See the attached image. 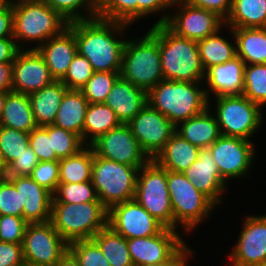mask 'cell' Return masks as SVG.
<instances>
[{"label":"cell","instance_id":"8","mask_svg":"<svg viewBox=\"0 0 266 266\" xmlns=\"http://www.w3.org/2000/svg\"><path fill=\"white\" fill-rule=\"evenodd\" d=\"M108 210L101 202L52 203L51 222L69 244L92 239L107 226Z\"/></svg>","mask_w":266,"mask_h":266},{"label":"cell","instance_id":"16","mask_svg":"<svg viewBox=\"0 0 266 266\" xmlns=\"http://www.w3.org/2000/svg\"><path fill=\"white\" fill-rule=\"evenodd\" d=\"M228 266H254L266 261V214L245 215Z\"/></svg>","mask_w":266,"mask_h":266},{"label":"cell","instance_id":"40","mask_svg":"<svg viewBox=\"0 0 266 266\" xmlns=\"http://www.w3.org/2000/svg\"><path fill=\"white\" fill-rule=\"evenodd\" d=\"M48 135L51 137L52 150L59 159L73 156L86 146L79 135L53 124L48 125Z\"/></svg>","mask_w":266,"mask_h":266},{"label":"cell","instance_id":"38","mask_svg":"<svg viewBox=\"0 0 266 266\" xmlns=\"http://www.w3.org/2000/svg\"><path fill=\"white\" fill-rule=\"evenodd\" d=\"M242 94L262 109L266 108V63L245 65Z\"/></svg>","mask_w":266,"mask_h":266},{"label":"cell","instance_id":"27","mask_svg":"<svg viewBox=\"0 0 266 266\" xmlns=\"http://www.w3.org/2000/svg\"><path fill=\"white\" fill-rule=\"evenodd\" d=\"M199 151L175 132L153 160L168 171L183 173L198 159Z\"/></svg>","mask_w":266,"mask_h":266},{"label":"cell","instance_id":"5","mask_svg":"<svg viewBox=\"0 0 266 266\" xmlns=\"http://www.w3.org/2000/svg\"><path fill=\"white\" fill-rule=\"evenodd\" d=\"M158 44L164 80L203 82L205 70L196 41L177 36L165 24H158Z\"/></svg>","mask_w":266,"mask_h":266},{"label":"cell","instance_id":"6","mask_svg":"<svg viewBox=\"0 0 266 266\" xmlns=\"http://www.w3.org/2000/svg\"><path fill=\"white\" fill-rule=\"evenodd\" d=\"M167 185L174 217V230L191 236L202 222L213 218L216 206L183 173L167 170ZM206 219V220H205ZM179 228V229H178Z\"/></svg>","mask_w":266,"mask_h":266},{"label":"cell","instance_id":"7","mask_svg":"<svg viewBox=\"0 0 266 266\" xmlns=\"http://www.w3.org/2000/svg\"><path fill=\"white\" fill-rule=\"evenodd\" d=\"M209 109L217 118L222 136L255 142L253 137L264 125V110L243 94L213 97L209 99Z\"/></svg>","mask_w":266,"mask_h":266},{"label":"cell","instance_id":"56","mask_svg":"<svg viewBox=\"0 0 266 266\" xmlns=\"http://www.w3.org/2000/svg\"><path fill=\"white\" fill-rule=\"evenodd\" d=\"M0 91H12V63H0Z\"/></svg>","mask_w":266,"mask_h":266},{"label":"cell","instance_id":"44","mask_svg":"<svg viewBox=\"0 0 266 266\" xmlns=\"http://www.w3.org/2000/svg\"><path fill=\"white\" fill-rule=\"evenodd\" d=\"M94 70L86 57L77 53L61 80L68 90H80L92 77Z\"/></svg>","mask_w":266,"mask_h":266},{"label":"cell","instance_id":"45","mask_svg":"<svg viewBox=\"0 0 266 266\" xmlns=\"http://www.w3.org/2000/svg\"><path fill=\"white\" fill-rule=\"evenodd\" d=\"M21 196L16 187L5 177L0 178V215L23 217Z\"/></svg>","mask_w":266,"mask_h":266},{"label":"cell","instance_id":"32","mask_svg":"<svg viewBox=\"0 0 266 266\" xmlns=\"http://www.w3.org/2000/svg\"><path fill=\"white\" fill-rule=\"evenodd\" d=\"M115 112L104 103H89L83 126V143L89 146L99 136L119 126Z\"/></svg>","mask_w":266,"mask_h":266},{"label":"cell","instance_id":"26","mask_svg":"<svg viewBox=\"0 0 266 266\" xmlns=\"http://www.w3.org/2000/svg\"><path fill=\"white\" fill-rule=\"evenodd\" d=\"M225 30H228L225 33L229 32V37L231 36L232 40L226 35H222ZM197 43L201 64L205 71L212 66L223 64L237 57L236 39L232 28L227 25Z\"/></svg>","mask_w":266,"mask_h":266},{"label":"cell","instance_id":"28","mask_svg":"<svg viewBox=\"0 0 266 266\" xmlns=\"http://www.w3.org/2000/svg\"><path fill=\"white\" fill-rule=\"evenodd\" d=\"M67 90L68 88L61 81H54L28 95L34 119L38 127L53 124L63 95Z\"/></svg>","mask_w":266,"mask_h":266},{"label":"cell","instance_id":"39","mask_svg":"<svg viewBox=\"0 0 266 266\" xmlns=\"http://www.w3.org/2000/svg\"><path fill=\"white\" fill-rule=\"evenodd\" d=\"M86 202H100L92 181L59 183L53 193L52 203L80 204Z\"/></svg>","mask_w":266,"mask_h":266},{"label":"cell","instance_id":"46","mask_svg":"<svg viewBox=\"0 0 266 266\" xmlns=\"http://www.w3.org/2000/svg\"><path fill=\"white\" fill-rule=\"evenodd\" d=\"M30 177L53 194L59 184V160L40 161Z\"/></svg>","mask_w":266,"mask_h":266},{"label":"cell","instance_id":"12","mask_svg":"<svg viewBox=\"0 0 266 266\" xmlns=\"http://www.w3.org/2000/svg\"><path fill=\"white\" fill-rule=\"evenodd\" d=\"M22 250L25 265L55 266L68 251V243L51 221L30 223L25 230Z\"/></svg>","mask_w":266,"mask_h":266},{"label":"cell","instance_id":"47","mask_svg":"<svg viewBox=\"0 0 266 266\" xmlns=\"http://www.w3.org/2000/svg\"><path fill=\"white\" fill-rule=\"evenodd\" d=\"M27 225L23 217L0 215V242L22 244Z\"/></svg>","mask_w":266,"mask_h":266},{"label":"cell","instance_id":"34","mask_svg":"<svg viewBox=\"0 0 266 266\" xmlns=\"http://www.w3.org/2000/svg\"><path fill=\"white\" fill-rule=\"evenodd\" d=\"M93 150L85 146L77 154L59 160V183L91 181Z\"/></svg>","mask_w":266,"mask_h":266},{"label":"cell","instance_id":"18","mask_svg":"<svg viewBox=\"0 0 266 266\" xmlns=\"http://www.w3.org/2000/svg\"><path fill=\"white\" fill-rule=\"evenodd\" d=\"M107 225L126 239L157 235L164 228L135 199L110 208Z\"/></svg>","mask_w":266,"mask_h":266},{"label":"cell","instance_id":"4","mask_svg":"<svg viewBox=\"0 0 266 266\" xmlns=\"http://www.w3.org/2000/svg\"><path fill=\"white\" fill-rule=\"evenodd\" d=\"M147 103L175 126L209 107L203 82L162 80L147 93Z\"/></svg>","mask_w":266,"mask_h":266},{"label":"cell","instance_id":"60","mask_svg":"<svg viewBox=\"0 0 266 266\" xmlns=\"http://www.w3.org/2000/svg\"><path fill=\"white\" fill-rule=\"evenodd\" d=\"M11 0H0V9L3 8L6 4H8Z\"/></svg>","mask_w":266,"mask_h":266},{"label":"cell","instance_id":"21","mask_svg":"<svg viewBox=\"0 0 266 266\" xmlns=\"http://www.w3.org/2000/svg\"><path fill=\"white\" fill-rule=\"evenodd\" d=\"M7 178L19 191L23 218L30 223L51 221L53 194L40 186L30 176H15Z\"/></svg>","mask_w":266,"mask_h":266},{"label":"cell","instance_id":"15","mask_svg":"<svg viewBox=\"0 0 266 266\" xmlns=\"http://www.w3.org/2000/svg\"><path fill=\"white\" fill-rule=\"evenodd\" d=\"M94 154L140 169L151 159L142 150L128 124L121 123L89 145Z\"/></svg>","mask_w":266,"mask_h":266},{"label":"cell","instance_id":"50","mask_svg":"<svg viewBox=\"0 0 266 266\" xmlns=\"http://www.w3.org/2000/svg\"><path fill=\"white\" fill-rule=\"evenodd\" d=\"M39 162L36 153L29 145L20 156L7 166L4 177L30 176Z\"/></svg>","mask_w":266,"mask_h":266},{"label":"cell","instance_id":"14","mask_svg":"<svg viewBox=\"0 0 266 266\" xmlns=\"http://www.w3.org/2000/svg\"><path fill=\"white\" fill-rule=\"evenodd\" d=\"M182 231L163 228L157 235L127 239L134 266H155L170 260L186 243Z\"/></svg>","mask_w":266,"mask_h":266},{"label":"cell","instance_id":"11","mask_svg":"<svg viewBox=\"0 0 266 266\" xmlns=\"http://www.w3.org/2000/svg\"><path fill=\"white\" fill-rule=\"evenodd\" d=\"M255 145L254 141L221 135L209 147L221 177L228 184L233 179L238 182L251 177L249 172L257 159Z\"/></svg>","mask_w":266,"mask_h":266},{"label":"cell","instance_id":"49","mask_svg":"<svg viewBox=\"0 0 266 266\" xmlns=\"http://www.w3.org/2000/svg\"><path fill=\"white\" fill-rule=\"evenodd\" d=\"M29 145L36 153L39 161L60 160L52 150L51 137L48 135V125L37 127L29 133Z\"/></svg>","mask_w":266,"mask_h":266},{"label":"cell","instance_id":"2","mask_svg":"<svg viewBox=\"0 0 266 266\" xmlns=\"http://www.w3.org/2000/svg\"><path fill=\"white\" fill-rule=\"evenodd\" d=\"M12 5L13 38L19 49H36L68 27L69 23L44 0H12Z\"/></svg>","mask_w":266,"mask_h":266},{"label":"cell","instance_id":"22","mask_svg":"<svg viewBox=\"0 0 266 266\" xmlns=\"http://www.w3.org/2000/svg\"><path fill=\"white\" fill-rule=\"evenodd\" d=\"M245 63L233 60L208 68L204 75V88L209 99L223 95H241L244 89Z\"/></svg>","mask_w":266,"mask_h":266},{"label":"cell","instance_id":"17","mask_svg":"<svg viewBox=\"0 0 266 266\" xmlns=\"http://www.w3.org/2000/svg\"><path fill=\"white\" fill-rule=\"evenodd\" d=\"M128 125L142 150L151 160L163 149L176 130V126L166 116L148 103Z\"/></svg>","mask_w":266,"mask_h":266},{"label":"cell","instance_id":"62","mask_svg":"<svg viewBox=\"0 0 266 266\" xmlns=\"http://www.w3.org/2000/svg\"><path fill=\"white\" fill-rule=\"evenodd\" d=\"M26 266H49V265H26Z\"/></svg>","mask_w":266,"mask_h":266},{"label":"cell","instance_id":"57","mask_svg":"<svg viewBox=\"0 0 266 266\" xmlns=\"http://www.w3.org/2000/svg\"><path fill=\"white\" fill-rule=\"evenodd\" d=\"M56 266H80L79 261L75 256L68 250L61 258Z\"/></svg>","mask_w":266,"mask_h":266},{"label":"cell","instance_id":"51","mask_svg":"<svg viewBox=\"0 0 266 266\" xmlns=\"http://www.w3.org/2000/svg\"><path fill=\"white\" fill-rule=\"evenodd\" d=\"M0 266H25L22 244L0 242Z\"/></svg>","mask_w":266,"mask_h":266},{"label":"cell","instance_id":"25","mask_svg":"<svg viewBox=\"0 0 266 266\" xmlns=\"http://www.w3.org/2000/svg\"><path fill=\"white\" fill-rule=\"evenodd\" d=\"M175 132L199 149L210 147L221 136L217 118L209 107L179 123Z\"/></svg>","mask_w":266,"mask_h":266},{"label":"cell","instance_id":"19","mask_svg":"<svg viewBox=\"0 0 266 266\" xmlns=\"http://www.w3.org/2000/svg\"><path fill=\"white\" fill-rule=\"evenodd\" d=\"M36 49H20L12 63V91L31 94L54 82Z\"/></svg>","mask_w":266,"mask_h":266},{"label":"cell","instance_id":"1","mask_svg":"<svg viewBox=\"0 0 266 266\" xmlns=\"http://www.w3.org/2000/svg\"><path fill=\"white\" fill-rule=\"evenodd\" d=\"M68 27L74 32L78 53L87 58L94 72H121L130 25L94 18L70 22Z\"/></svg>","mask_w":266,"mask_h":266},{"label":"cell","instance_id":"48","mask_svg":"<svg viewBox=\"0 0 266 266\" xmlns=\"http://www.w3.org/2000/svg\"><path fill=\"white\" fill-rule=\"evenodd\" d=\"M172 3L173 0H137V22L142 19L147 20L148 18L146 17L154 15L155 17H159L157 18V21H154V23L151 24L152 26L165 24L170 13L169 10H171L172 7Z\"/></svg>","mask_w":266,"mask_h":266},{"label":"cell","instance_id":"53","mask_svg":"<svg viewBox=\"0 0 266 266\" xmlns=\"http://www.w3.org/2000/svg\"><path fill=\"white\" fill-rule=\"evenodd\" d=\"M14 13L12 0L0 9V39L13 38Z\"/></svg>","mask_w":266,"mask_h":266},{"label":"cell","instance_id":"54","mask_svg":"<svg viewBox=\"0 0 266 266\" xmlns=\"http://www.w3.org/2000/svg\"><path fill=\"white\" fill-rule=\"evenodd\" d=\"M190 243H186L170 260L163 264L155 266H188L190 259L193 260L194 254L196 251H193V248ZM189 261V262H188Z\"/></svg>","mask_w":266,"mask_h":266},{"label":"cell","instance_id":"58","mask_svg":"<svg viewBox=\"0 0 266 266\" xmlns=\"http://www.w3.org/2000/svg\"><path fill=\"white\" fill-rule=\"evenodd\" d=\"M6 169H7V166L5 165V162H4V159L2 157L1 150H0V176L1 177H4V175L6 173Z\"/></svg>","mask_w":266,"mask_h":266},{"label":"cell","instance_id":"13","mask_svg":"<svg viewBox=\"0 0 266 266\" xmlns=\"http://www.w3.org/2000/svg\"><path fill=\"white\" fill-rule=\"evenodd\" d=\"M171 9L173 12L171 10L165 25L177 36L196 42L216 33L225 25V21L216 13L190 5L184 0H173Z\"/></svg>","mask_w":266,"mask_h":266},{"label":"cell","instance_id":"41","mask_svg":"<svg viewBox=\"0 0 266 266\" xmlns=\"http://www.w3.org/2000/svg\"><path fill=\"white\" fill-rule=\"evenodd\" d=\"M119 77V72H94L80 91L89 103H104Z\"/></svg>","mask_w":266,"mask_h":266},{"label":"cell","instance_id":"61","mask_svg":"<svg viewBox=\"0 0 266 266\" xmlns=\"http://www.w3.org/2000/svg\"><path fill=\"white\" fill-rule=\"evenodd\" d=\"M254 266H266V261L260 263V264H257V265H254Z\"/></svg>","mask_w":266,"mask_h":266},{"label":"cell","instance_id":"59","mask_svg":"<svg viewBox=\"0 0 266 266\" xmlns=\"http://www.w3.org/2000/svg\"><path fill=\"white\" fill-rule=\"evenodd\" d=\"M7 93L0 91V117L3 111V107H4V101L6 98Z\"/></svg>","mask_w":266,"mask_h":266},{"label":"cell","instance_id":"42","mask_svg":"<svg viewBox=\"0 0 266 266\" xmlns=\"http://www.w3.org/2000/svg\"><path fill=\"white\" fill-rule=\"evenodd\" d=\"M29 146V133L0 125V150L8 166Z\"/></svg>","mask_w":266,"mask_h":266},{"label":"cell","instance_id":"43","mask_svg":"<svg viewBox=\"0 0 266 266\" xmlns=\"http://www.w3.org/2000/svg\"><path fill=\"white\" fill-rule=\"evenodd\" d=\"M68 250L79 261L80 266H110L99 245L93 239L69 243Z\"/></svg>","mask_w":266,"mask_h":266},{"label":"cell","instance_id":"29","mask_svg":"<svg viewBox=\"0 0 266 266\" xmlns=\"http://www.w3.org/2000/svg\"><path fill=\"white\" fill-rule=\"evenodd\" d=\"M0 125L28 133L38 127L27 94L7 92Z\"/></svg>","mask_w":266,"mask_h":266},{"label":"cell","instance_id":"30","mask_svg":"<svg viewBox=\"0 0 266 266\" xmlns=\"http://www.w3.org/2000/svg\"><path fill=\"white\" fill-rule=\"evenodd\" d=\"M88 104L80 90H67L53 125L76 133L83 142V126Z\"/></svg>","mask_w":266,"mask_h":266},{"label":"cell","instance_id":"37","mask_svg":"<svg viewBox=\"0 0 266 266\" xmlns=\"http://www.w3.org/2000/svg\"><path fill=\"white\" fill-rule=\"evenodd\" d=\"M68 23L97 18V0H44Z\"/></svg>","mask_w":266,"mask_h":266},{"label":"cell","instance_id":"36","mask_svg":"<svg viewBox=\"0 0 266 266\" xmlns=\"http://www.w3.org/2000/svg\"><path fill=\"white\" fill-rule=\"evenodd\" d=\"M97 18L133 26L137 23V0H97Z\"/></svg>","mask_w":266,"mask_h":266},{"label":"cell","instance_id":"24","mask_svg":"<svg viewBox=\"0 0 266 266\" xmlns=\"http://www.w3.org/2000/svg\"><path fill=\"white\" fill-rule=\"evenodd\" d=\"M104 104L115 112L121 123L128 124L147 104V92L120 76Z\"/></svg>","mask_w":266,"mask_h":266},{"label":"cell","instance_id":"35","mask_svg":"<svg viewBox=\"0 0 266 266\" xmlns=\"http://www.w3.org/2000/svg\"><path fill=\"white\" fill-rule=\"evenodd\" d=\"M92 239L99 245L110 266H134L127 239L113 231L108 225Z\"/></svg>","mask_w":266,"mask_h":266},{"label":"cell","instance_id":"3","mask_svg":"<svg viewBox=\"0 0 266 266\" xmlns=\"http://www.w3.org/2000/svg\"><path fill=\"white\" fill-rule=\"evenodd\" d=\"M145 33V34H144ZM143 36L128 38L122 54L120 76L147 93L164 80L158 44V24Z\"/></svg>","mask_w":266,"mask_h":266},{"label":"cell","instance_id":"10","mask_svg":"<svg viewBox=\"0 0 266 266\" xmlns=\"http://www.w3.org/2000/svg\"><path fill=\"white\" fill-rule=\"evenodd\" d=\"M134 199L165 228L174 229L167 170L154 160L139 169Z\"/></svg>","mask_w":266,"mask_h":266},{"label":"cell","instance_id":"33","mask_svg":"<svg viewBox=\"0 0 266 266\" xmlns=\"http://www.w3.org/2000/svg\"><path fill=\"white\" fill-rule=\"evenodd\" d=\"M225 25L230 28L266 27V0H232Z\"/></svg>","mask_w":266,"mask_h":266},{"label":"cell","instance_id":"52","mask_svg":"<svg viewBox=\"0 0 266 266\" xmlns=\"http://www.w3.org/2000/svg\"><path fill=\"white\" fill-rule=\"evenodd\" d=\"M190 5L212 11L220 16L224 21L228 18L231 8L232 0H184Z\"/></svg>","mask_w":266,"mask_h":266},{"label":"cell","instance_id":"9","mask_svg":"<svg viewBox=\"0 0 266 266\" xmlns=\"http://www.w3.org/2000/svg\"><path fill=\"white\" fill-rule=\"evenodd\" d=\"M138 172L137 167L105 159L93 152L91 181L107 210L134 199Z\"/></svg>","mask_w":266,"mask_h":266},{"label":"cell","instance_id":"55","mask_svg":"<svg viewBox=\"0 0 266 266\" xmlns=\"http://www.w3.org/2000/svg\"><path fill=\"white\" fill-rule=\"evenodd\" d=\"M19 50L14 38H1L0 63H13Z\"/></svg>","mask_w":266,"mask_h":266},{"label":"cell","instance_id":"20","mask_svg":"<svg viewBox=\"0 0 266 266\" xmlns=\"http://www.w3.org/2000/svg\"><path fill=\"white\" fill-rule=\"evenodd\" d=\"M183 174L216 207L222 206L227 195L228 184L220 175L210 148L200 149L198 159ZM226 193V194H225ZM224 194V196H223Z\"/></svg>","mask_w":266,"mask_h":266},{"label":"cell","instance_id":"31","mask_svg":"<svg viewBox=\"0 0 266 266\" xmlns=\"http://www.w3.org/2000/svg\"><path fill=\"white\" fill-rule=\"evenodd\" d=\"M237 57L246 65L266 63V27L232 28Z\"/></svg>","mask_w":266,"mask_h":266},{"label":"cell","instance_id":"23","mask_svg":"<svg viewBox=\"0 0 266 266\" xmlns=\"http://www.w3.org/2000/svg\"><path fill=\"white\" fill-rule=\"evenodd\" d=\"M36 50L43 57L55 81H61L64 78L69 65L78 53L74 32L69 27L59 35L48 39Z\"/></svg>","mask_w":266,"mask_h":266}]
</instances>
